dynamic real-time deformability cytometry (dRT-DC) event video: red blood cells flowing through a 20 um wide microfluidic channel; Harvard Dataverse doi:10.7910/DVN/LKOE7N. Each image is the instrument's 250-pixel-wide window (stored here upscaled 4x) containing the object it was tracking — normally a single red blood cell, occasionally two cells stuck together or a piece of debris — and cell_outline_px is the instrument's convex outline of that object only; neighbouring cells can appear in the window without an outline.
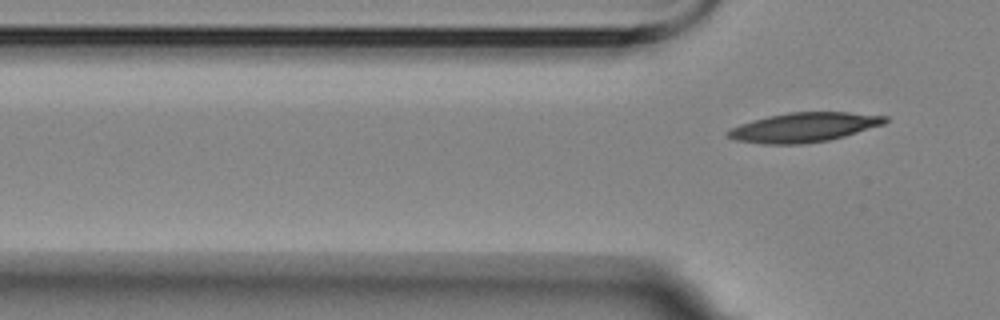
{"species": "Egyptian fruit bat (a non-hibernating species)", "species_latin": "Rousettus aegyptiacus", "temperature_condition": "room temperature", "stored_images_in_passage": 2, "camera_frame_rate_fps": 3000, "um_per_image_px": 0.085, "animal": {"sex": "female"}, "frame": {"image": 1, "passage_image": 2, "time_ms": 2.333, "image_size_px": [1000, 320], "cell_outline_px": [[888, 120], [884, 124], [844, 136], [828, 140], [804, 144], [764, 144], [736, 140], [724, 136], [724, 132], [740, 124], [752, 120], [768, 116], [788, 112], [848, 112], [888, 116]], "centroid_in_image_um": [68.3, 10.82], "position_along_channel_um": 57.5, "area_um2": 26.99}}